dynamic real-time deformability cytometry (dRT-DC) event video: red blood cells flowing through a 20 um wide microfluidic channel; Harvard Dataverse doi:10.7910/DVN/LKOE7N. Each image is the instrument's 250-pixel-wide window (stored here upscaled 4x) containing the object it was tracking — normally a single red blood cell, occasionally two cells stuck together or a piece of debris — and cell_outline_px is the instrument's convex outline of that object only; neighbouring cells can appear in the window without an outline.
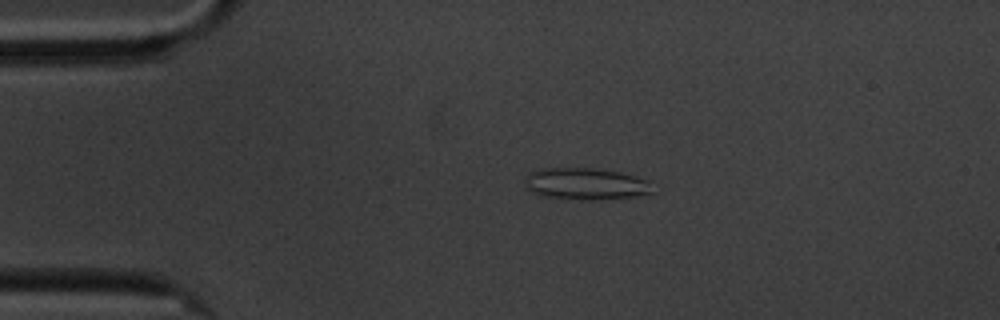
{"species": "common noctule bat (a hibernating species)", "species_latin": "Nyctalus noctula", "temperature_condition": "cold", "stored_images_in_passage": 24, "camera_frame_rate_fps": 3000, "um_per_image_px": 0.085, "animal": {"sex": "male", "body_mass_g": 20.1, "forearm_length_mm": 53.5}, "frame": {"image": 1, "passage_image": 3, "time_ms": 0.667, "image_size_px": [1000, 320], "cell_outline_px": [[652, 192], [636, 196], [592, 200], [580, 200], [540, 196], [528, 192], [524, 184], [524, 176], [528, 172], [540, 168], [596, 168], [620, 172], [648, 180]], "centroid_in_image_um": [49.66, 15.62], "position_along_channel_um": 35.3, "area_um2": 23.99}}
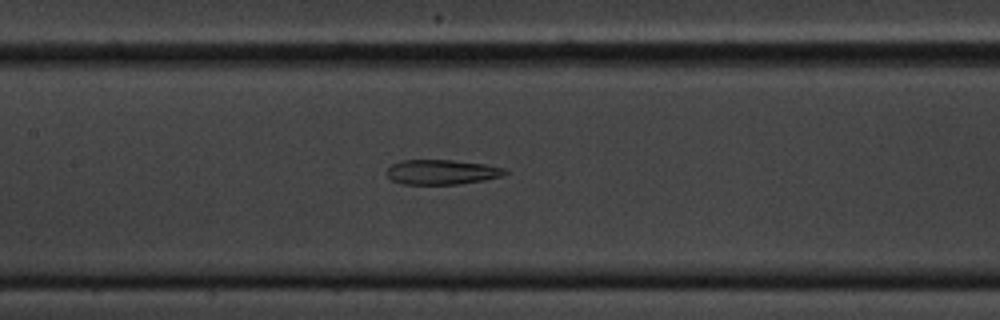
{"frame": {"image": 2, "passage_image": 18, "time_ms": 5.667, "image_size_px": [1000, 320], "cell_outline_px": [[508, 172], [504, 176], [484, 180], [456, 184], [404, 184], [392, 180], [388, 176], [388, 168], [392, 164], [400, 160], [452, 160], [484, 164], [504, 168]], "centroid_in_image_um": [37.57, 14.62], "position_along_channel_um": 169.8, "area_um2": 16.99}}
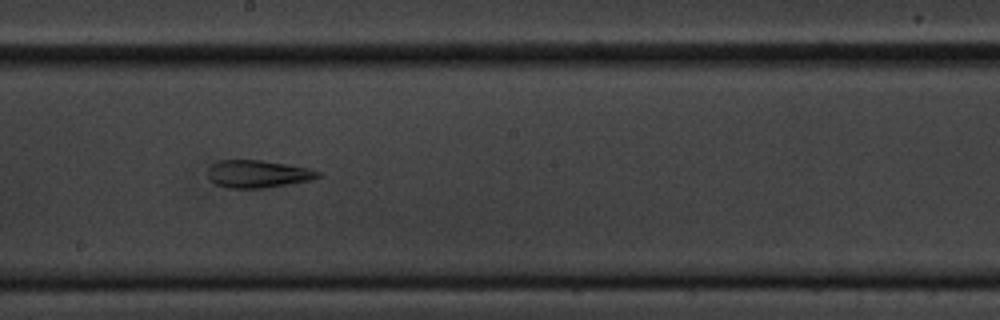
{"frame": {"image": 3, "passage_image": 23, "time_ms": 7.333, "image_size_px": [1000, 320], "cell_outline_px": [[320, 176], [312, 180], [264, 188], [224, 188], [208, 180], [208, 168], [216, 160], [260, 160], [288, 164], [312, 168], [320, 172]], "centroid_in_image_um": [21.9, 14.78], "position_along_channel_um": 226.3, "area_um2": 17.98}}